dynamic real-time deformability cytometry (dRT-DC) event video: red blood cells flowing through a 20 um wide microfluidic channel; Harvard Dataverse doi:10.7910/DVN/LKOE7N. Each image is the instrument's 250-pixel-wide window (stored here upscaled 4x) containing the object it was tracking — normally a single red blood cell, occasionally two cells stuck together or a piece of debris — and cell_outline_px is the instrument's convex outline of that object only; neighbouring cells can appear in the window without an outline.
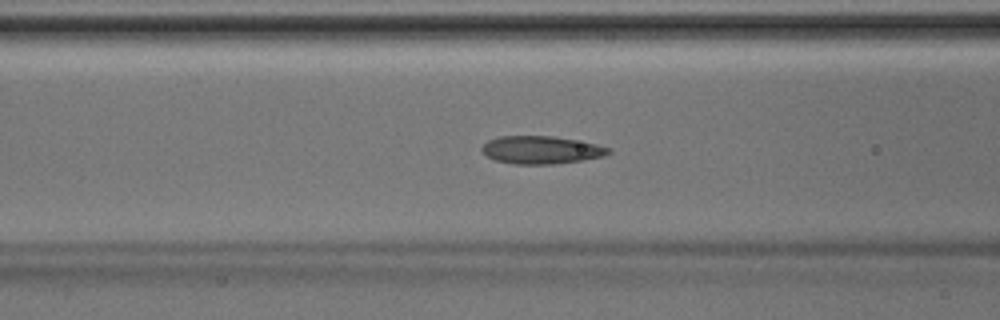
{"species": "Egyptian fruit bat (a non-hibernating species)", "species_latin": "Rousettus aegyptiacus", "temperature_condition": "room temperature", "stored_images_in_passage": 39, "camera_frame_rate_fps": 3000, "um_per_image_px": 0.085, "animal": {"sex": "male"}, "frame": {"image": 1, "passage_image": 17, "time_ms": 5.333, "image_size_px": [1000, 320], "cell_outline_px": [[612, 152], [604, 156], [556, 164], [512, 164], [496, 160], [488, 156], [480, 148], [488, 140], [500, 136], [552, 136], [596, 144], [612, 148]], "centroid_in_image_um": [46.01, 12.74], "position_along_channel_um": 120.6, "area_um2": 20.4}}
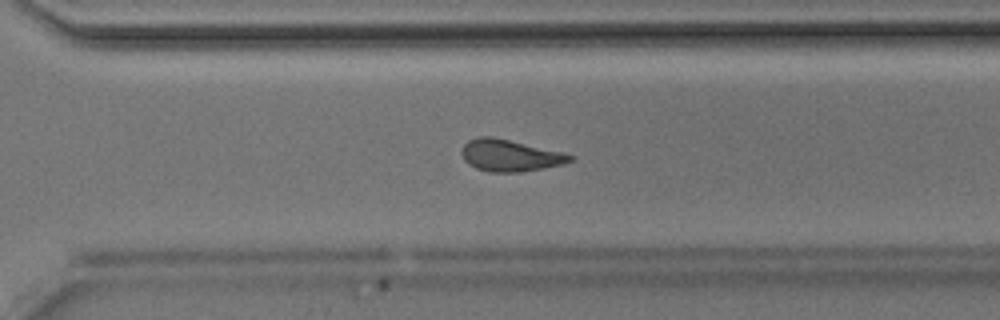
{"frame": {"image": 2, "passage_image": 31, "time_ms": 10.0, "image_size_px": [1000, 320], "cell_outline_px": [[572, 160], [564, 164], [544, 168], [516, 172], [488, 172], [476, 168], [468, 164], [464, 160], [460, 152], [460, 148], [468, 140], [476, 136], [492, 136], [560, 152], [572, 156]], "centroid_in_image_um": [43.25, 13.21], "position_along_channel_um": 327.4, "area_um2": 19.94}}
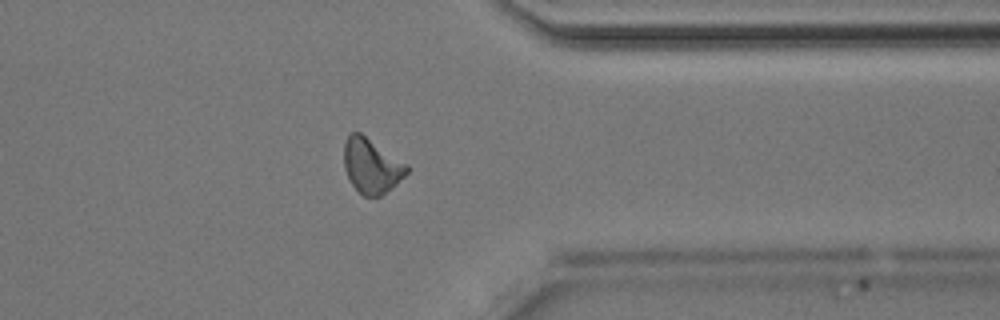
{"frame": {"image": 3, "passage_image": 35, "time_ms": 11.333, "image_size_px": [1000, 320], "cell_outline_px": [[408, 172], [396, 184], [380, 196], [364, 196], [352, 184], [344, 168], [344, 144], [348, 132], [360, 132], [408, 164]], "centroid_in_image_um": [31.57, 14.06], "position_along_channel_um": 379.8, "area_um2": 19.94}}